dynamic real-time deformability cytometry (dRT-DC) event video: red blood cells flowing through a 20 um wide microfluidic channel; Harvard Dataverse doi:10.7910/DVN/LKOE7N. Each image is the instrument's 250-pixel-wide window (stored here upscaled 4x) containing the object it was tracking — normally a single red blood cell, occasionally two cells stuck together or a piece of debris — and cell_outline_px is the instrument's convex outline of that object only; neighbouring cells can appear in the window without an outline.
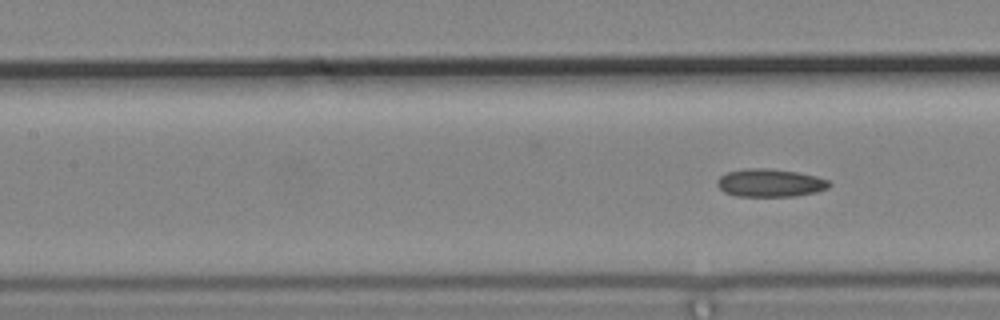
{"species": "common noctule bat (a hibernating species)", "species_latin": "Nyctalus noctula", "temperature_condition": "cold", "stored_images_in_passage": 5, "segment_of_instrument_passage": [2, 2], "camera_frame_rate_fps": 3000, "um_per_image_px": 0.085, "animal": {"sex": "male", "body_mass_g": 19.2, "forearm_length_mm": 51.8}, "frame": {"image": 1, "passage_image": 5, "time_ms": 1.333, "image_size_px": [1000, 320], "cell_outline_px": [[832, 184], [828, 188], [816, 192], [796, 196], [736, 196], [724, 192], [716, 184], [716, 180], [720, 176], [728, 172], [744, 168], [768, 168], [796, 172], [816, 176], [828, 180]], "centroid_in_image_um": [65.45, 15.54], "position_along_channel_um": 142.0, "area_um2": 18.32}}